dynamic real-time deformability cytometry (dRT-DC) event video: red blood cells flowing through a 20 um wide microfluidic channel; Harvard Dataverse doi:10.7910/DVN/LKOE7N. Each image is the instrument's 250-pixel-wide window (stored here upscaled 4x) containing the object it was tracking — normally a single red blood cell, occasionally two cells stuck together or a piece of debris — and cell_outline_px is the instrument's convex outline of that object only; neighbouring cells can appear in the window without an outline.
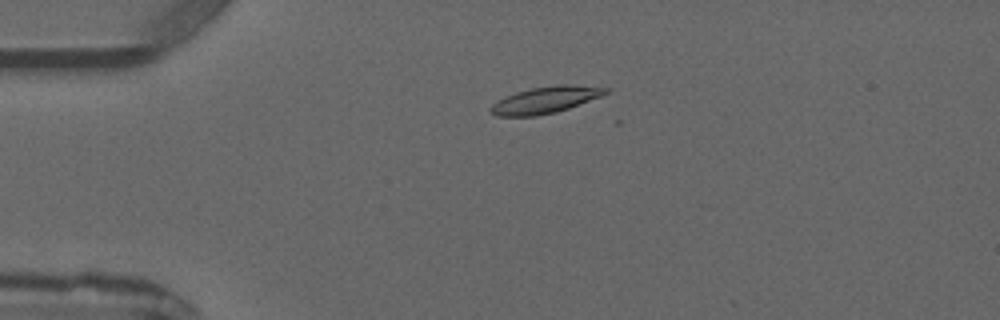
{"species": "common noctule bat (a hibernating species)", "species_latin": "Nyctalus noctula", "temperature_condition": "warm", "stored_images_in_passage": 3, "camera_frame_rate_fps": 3000, "um_per_image_px": 0.085, "animal": {"sex": "male", "forearm_length_mm": 52.5}, "frame": {"image": 1, "passage_image": 2, "time_ms": 1.0, "image_size_px": [1000, 320], "cell_outline_px": [[612, 88], [608, 92], [600, 96], [568, 108], [556, 112], [536, 116], [496, 116], [488, 112], [488, 108], [496, 100], [504, 96], [516, 92], [532, 88], [556, 84], [568, 84]], "centroid_in_image_um": [46.3, 8.49], "position_along_channel_um": 38.7, "area_um2": 17.98}}